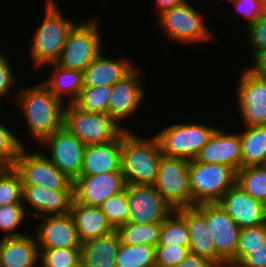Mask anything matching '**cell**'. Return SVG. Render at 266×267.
Masks as SVG:
<instances>
[{"instance_id":"obj_1","label":"cell","mask_w":266,"mask_h":267,"mask_svg":"<svg viewBox=\"0 0 266 267\" xmlns=\"http://www.w3.org/2000/svg\"><path fill=\"white\" fill-rule=\"evenodd\" d=\"M14 104L17 105L20 117L24 118L22 122L24 121L27 128H23L29 132L26 135L28 134L27 138L32 142V148L63 127L65 104L42 81H37L34 85L20 84Z\"/></svg>"},{"instance_id":"obj_2","label":"cell","mask_w":266,"mask_h":267,"mask_svg":"<svg viewBox=\"0 0 266 267\" xmlns=\"http://www.w3.org/2000/svg\"><path fill=\"white\" fill-rule=\"evenodd\" d=\"M60 5H43L41 22L32 32L28 55L29 66L34 71L44 70L46 65L58 61L69 31L78 22L68 18Z\"/></svg>"},{"instance_id":"obj_3","label":"cell","mask_w":266,"mask_h":267,"mask_svg":"<svg viewBox=\"0 0 266 267\" xmlns=\"http://www.w3.org/2000/svg\"><path fill=\"white\" fill-rule=\"evenodd\" d=\"M134 130L122 134L121 172L127 184L154 185L163 155L157 137Z\"/></svg>"},{"instance_id":"obj_4","label":"cell","mask_w":266,"mask_h":267,"mask_svg":"<svg viewBox=\"0 0 266 267\" xmlns=\"http://www.w3.org/2000/svg\"><path fill=\"white\" fill-rule=\"evenodd\" d=\"M188 1L162 12L156 17V23L166 41L178 44L200 46L213 42L216 36L205 22L199 9ZM166 36V37H165ZM214 37V38H213ZM200 44V45H199Z\"/></svg>"},{"instance_id":"obj_5","label":"cell","mask_w":266,"mask_h":267,"mask_svg":"<svg viewBox=\"0 0 266 267\" xmlns=\"http://www.w3.org/2000/svg\"><path fill=\"white\" fill-rule=\"evenodd\" d=\"M96 16L78 21L69 31L56 62L59 66L84 71L104 49L106 50L105 36L100 26L102 19Z\"/></svg>"},{"instance_id":"obj_6","label":"cell","mask_w":266,"mask_h":267,"mask_svg":"<svg viewBox=\"0 0 266 267\" xmlns=\"http://www.w3.org/2000/svg\"><path fill=\"white\" fill-rule=\"evenodd\" d=\"M214 124L196 122H177L156 131L161 152L164 156L193 160L219 128Z\"/></svg>"},{"instance_id":"obj_7","label":"cell","mask_w":266,"mask_h":267,"mask_svg":"<svg viewBox=\"0 0 266 267\" xmlns=\"http://www.w3.org/2000/svg\"><path fill=\"white\" fill-rule=\"evenodd\" d=\"M63 127L85 145L114 141L126 131L109 114L86 112L74 103L65 104Z\"/></svg>"},{"instance_id":"obj_8","label":"cell","mask_w":266,"mask_h":267,"mask_svg":"<svg viewBox=\"0 0 266 267\" xmlns=\"http://www.w3.org/2000/svg\"><path fill=\"white\" fill-rule=\"evenodd\" d=\"M237 172L227 165L189 161V182L192 207L217 203L236 184Z\"/></svg>"},{"instance_id":"obj_9","label":"cell","mask_w":266,"mask_h":267,"mask_svg":"<svg viewBox=\"0 0 266 267\" xmlns=\"http://www.w3.org/2000/svg\"><path fill=\"white\" fill-rule=\"evenodd\" d=\"M154 187L173 210L192 207L189 160L162 155Z\"/></svg>"},{"instance_id":"obj_10","label":"cell","mask_w":266,"mask_h":267,"mask_svg":"<svg viewBox=\"0 0 266 267\" xmlns=\"http://www.w3.org/2000/svg\"><path fill=\"white\" fill-rule=\"evenodd\" d=\"M28 148H22L13 165L20 174L22 185H42L51 190H73V180L61 172L42 150Z\"/></svg>"},{"instance_id":"obj_11","label":"cell","mask_w":266,"mask_h":267,"mask_svg":"<svg viewBox=\"0 0 266 267\" xmlns=\"http://www.w3.org/2000/svg\"><path fill=\"white\" fill-rule=\"evenodd\" d=\"M143 69L136 65L125 77L112 86L108 114L126 130L135 129L129 128L131 126H128L129 122L127 121L136 113L139 114L141 110L139 108L148 96L146 95L148 94L147 88L142 80V73L146 72Z\"/></svg>"},{"instance_id":"obj_12","label":"cell","mask_w":266,"mask_h":267,"mask_svg":"<svg viewBox=\"0 0 266 267\" xmlns=\"http://www.w3.org/2000/svg\"><path fill=\"white\" fill-rule=\"evenodd\" d=\"M195 207L204 215L215 248V264H228L238 248L241 228L218 203H203Z\"/></svg>"},{"instance_id":"obj_13","label":"cell","mask_w":266,"mask_h":267,"mask_svg":"<svg viewBox=\"0 0 266 267\" xmlns=\"http://www.w3.org/2000/svg\"><path fill=\"white\" fill-rule=\"evenodd\" d=\"M36 148L45 149L42 153L71 180L80 176L86 145L64 127L56 130Z\"/></svg>"},{"instance_id":"obj_14","label":"cell","mask_w":266,"mask_h":267,"mask_svg":"<svg viewBox=\"0 0 266 267\" xmlns=\"http://www.w3.org/2000/svg\"><path fill=\"white\" fill-rule=\"evenodd\" d=\"M236 85V109L242 126L266 125V81L246 68L241 70Z\"/></svg>"},{"instance_id":"obj_15","label":"cell","mask_w":266,"mask_h":267,"mask_svg":"<svg viewBox=\"0 0 266 267\" xmlns=\"http://www.w3.org/2000/svg\"><path fill=\"white\" fill-rule=\"evenodd\" d=\"M127 199L128 222L138 224L163 222L173 211L154 185L127 184Z\"/></svg>"},{"instance_id":"obj_16","label":"cell","mask_w":266,"mask_h":267,"mask_svg":"<svg viewBox=\"0 0 266 267\" xmlns=\"http://www.w3.org/2000/svg\"><path fill=\"white\" fill-rule=\"evenodd\" d=\"M73 200V190H51L42 185H23L22 204L31 221L37 217L69 214Z\"/></svg>"},{"instance_id":"obj_17","label":"cell","mask_w":266,"mask_h":267,"mask_svg":"<svg viewBox=\"0 0 266 267\" xmlns=\"http://www.w3.org/2000/svg\"><path fill=\"white\" fill-rule=\"evenodd\" d=\"M121 171L98 175H80L73 181L74 201L99 207L106 199L126 188Z\"/></svg>"},{"instance_id":"obj_18","label":"cell","mask_w":266,"mask_h":267,"mask_svg":"<svg viewBox=\"0 0 266 267\" xmlns=\"http://www.w3.org/2000/svg\"><path fill=\"white\" fill-rule=\"evenodd\" d=\"M34 235L39 249L81 248V241L72 215H54L36 218Z\"/></svg>"},{"instance_id":"obj_19","label":"cell","mask_w":266,"mask_h":267,"mask_svg":"<svg viewBox=\"0 0 266 267\" xmlns=\"http://www.w3.org/2000/svg\"><path fill=\"white\" fill-rule=\"evenodd\" d=\"M217 203L241 229L266 223V205L237 184L228 189Z\"/></svg>"},{"instance_id":"obj_20","label":"cell","mask_w":266,"mask_h":267,"mask_svg":"<svg viewBox=\"0 0 266 267\" xmlns=\"http://www.w3.org/2000/svg\"><path fill=\"white\" fill-rule=\"evenodd\" d=\"M241 153V141L235 128L229 131L219 127L194 160L227 165L237 172L241 168Z\"/></svg>"},{"instance_id":"obj_21","label":"cell","mask_w":266,"mask_h":267,"mask_svg":"<svg viewBox=\"0 0 266 267\" xmlns=\"http://www.w3.org/2000/svg\"><path fill=\"white\" fill-rule=\"evenodd\" d=\"M117 58L105 54L103 50L94 61L83 71L84 86H113L123 77H125L136 65L134 60L119 55Z\"/></svg>"},{"instance_id":"obj_22","label":"cell","mask_w":266,"mask_h":267,"mask_svg":"<svg viewBox=\"0 0 266 267\" xmlns=\"http://www.w3.org/2000/svg\"><path fill=\"white\" fill-rule=\"evenodd\" d=\"M30 233L0 238V267H39L37 239Z\"/></svg>"},{"instance_id":"obj_23","label":"cell","mask_w":266,"mask_h":267,"mask_svg":"<svg viewBox=\"0 0 266 267\" xmlns=\"http://www.w3.org/2000/svg\"><path fill=\"white\" fill-rule=\"evenodd\" d=\"M122 135L103 144L86 145L80 175H98L121 171Z\"/></svg>"},{"instance_id":"obj_24","label":"cell","mask_w":266,"mask_h":267,"mask_svg":"<svg viewBox=\"0 0 266 267\" xmlns=\"http://www.w3.org/2000/svg\"><path fill=\"white\" fill-rule=\"evenodd\" d=\"M50 73L42 83L64 104L74 103L84 87V72L59 66L57 63L46 65Z\"/></svg>"},{"instance_id":"obj_25","label":"cell","mask_w":266,"mask_h":267,"mask_svg":"<svg viewBox=\"0 0 266 267\" xmlns=\"http://www.w3.org/2000/svg\"><path fill=\"white\" fill-rule=\"evenodd\" d=\"M72 215L81 243L106 235L115 230L100 207L77 203L73 200Z\"/></svg>"},{"instance_id":"obj_26","label":"cell","mask_w":266,"mask_h":267,"mask_svg":"<svg viewBox=\"0 0 266 267\" xmlns=\"http://www.w3.org/2000/svg\"><path fill=\"white\" fill-rule=\"evenodd\" d=\"M116 230L86 241L81 245V264L83 267H115V259L120 246Z\"/></svg>"},{"instance_id":"obj_27","label":"cell","mask_w":266,"mask_h":267,"mask_svg":"<svg viewBox=\"0 0 266 267\" xmlns=\"http://www.w3.org/2000/svg\"><path fill=\"white\" fill-rule=\"evenodd\" d=\"M189 230V252L203 256L215 263V248L204 215L195 207L186 208Z\"/></svg>"},{"instance_id":"obj_28","label":"cell","mask_w":266,"mask_h":267,"mask_svg":"<svg viewBox=\"0 0 266 267\" xmlns=\"http://www.w3.org/2000/svg\"><path fill=\"white\" fill-rule=\"evenodd\" d=\"M237 132L241 141V168L266 165V125L243 126Z\"/></svg>"},{"instance_id":"obj_29","label":"cell","mask_w":266,"mask_h":267,"mask_svg":"<svg viewBox=\"0 0 266 267\" xmlns=\"http://www.w3.org/2000/svg\"><path fill=\"white\" fill-rule=\"evenodd\" d=\"M162 222L151 224H138L127 222L115 230L120 242L124 245H151L156 247L159 243Z\"/></svg>"},{"instance_id":"obj_30","label":"cell","mask_w":266,"mask_h":267,"mask_svg":"<svg viewBox=\"0 0 266 267\" xmlns=\"http://www.w3.org/2000/svg\"><path fill=\"white\" fill-rule=\"evenodd\" d=\"M158 245L189 247L186 208L173 210L162 222Z\"/></svg>"},{"instance_id":"obj_31","label":"cell","mask_w":266,"mask_h":267,"mask_svg":"<svg viewBox=\"0 0 266 267\" xmlns=\"http://www.w3.org/2000/svg\"><path fill=\"white\" fill-rule=\"evenodd\" d=\"M28 220L31 222L22 203L0 206V238L16 237L30 232L23 227L29 225L26 223Z\"/></svg>"},{"instance_id":"obj_32","label":"cell","mask_w":266,"mask_h":267,"mask_svg":"<svg viewBox=\"0 0 266 267\" xmlns=\"http://www.w3.org/2000/svg\"><path fill=\"white\" fill-rule=\"evenodd\" d=\"M236 184L254 199L266 205V165L240 168L237 171Z\"/></svg>"},{"instance_id":"obj_33","label":"cell","mask_w":266,"mask_h":267,"mask_svg":"<svg viewBox=\"0 0 266 267\" xmlns=\"http://www.w3.org/2000/svg\"><path fill=\"white\" fill-rule=\"evenodd\" d=\"M115 267H155V247L151 245L120 244Z\"/></svg>"},{"instance_id":"obj_34","label":"cell","mask_w":266,"mask_h":267,"mask_svg":"<svg viewBox=\"0 0 266 267\" xmlns=\"http://www.w3.org/2000/svg\"><path fill=\"white\" fill-rule=\"evenodd\" d=\"M3 119L5 118L0 120V166H13L22 148L27 146V140L13 130L14 126L11 128V125L6 124L7 120L3 122Z\"/></svg>"},{"instance_id":"obj_35","label":"cell","mask_w":266,"mask_h":267,"mask_svg":"<svg viewBox=\"0 0 266 267\" xmlns=\"http://www.w3.org/2000/svg\"><path fill=\"white\" fill-rule=\"evenodd\" d=\"M111 86H84L74 104L83 111L108 114Z\"/></svg>"},{"instance_id":"obj_36","label":"cell","mask_w":266,"mask_h":267,"mask_svg":"<svg viewBox=\"0 0 266 267\" xmlns=\"http://www.w3.org/2000/svg\"><path fill=\"white\" fill-rule=\"evenodd\" d=\"M266 244V223L242 228L239 234L236 256L228 263L237 266L247 255Z\"/></svg>"},{"instance_id":"obj_37","label":"cell","mask_w":266,"mask_h":267,"mask_svg":"<svg viewBox=\"0 0 266 267\" xmlns=\"http://www.w3.org/2000/svg\"><path fill=\"white\" fill-rule=\"evenodd\" d=\"M23 185L13 166H0V206L22 203Z\"/></svg>"},{"instance_id":"obj_38","label":"cell","mask_w":266,"mask_h":267,"mask_svg":"<svg viewBox=\"0 0 266 267\" xmlns=\"http://www.w3.org/2000/svg\"><path fill=\"white\" fill-rule=\"evenodd\" d=\"M99 207L114 229L127 223L129 216L127 185L124 190L110 196Z\"/></svg>"},{"instance_id":"obj_39","label":"cell","mask_w":266,"mask_h":267,"mask_svg":"<svg viewBox=\"0 0 266 267\" xmlns=\"http://www.w3.org/2000/svg\"><path fill=\"white\" fill-rule=\"evenodd\" d=\"M39 267H74L81 262L80 248L39 249Z\"/></svg>"},{"instance_id":"obj_40","label":"cell","mask_w":266,"mask_h":267,"mask_svg":"<svg viewBox=\"0 0 266 267\" xmlns=\"http://www.w3.org/2000/svg\"><path fill=\"white\" fill-rule=\"evenodd\" d=\"M9 57L10 55L8 52L6 54V52L4 53V51L2 52V50H0V102L3 103V100L5 99L6 101V98L13 99L11 101L12 103L15 101L19 90V82H21V80H18V76L15 73V65L11 63L13 59Z\"/></svg>"},{"instance_id":"obj_41","label":"cell","mask_w":266,"mask_h":267,"mask_svg":"<svg viewBox=\"0 0 266 267\" xmlns=\"http://www.w3.org/2000/svg\"><path fill=\"white\" fill-rule=\"evenodd\" d=\"M249 42L251 55L266 50V13H262L244 32Z\"/></svg>"},{"instance_id":"obj_42","label":"cell","mask_w":266,"mask_h":267,"mask_svg":"<svg viewBox=\"0 0 266 267\" xmlns=\"http://www.w3.org/2000/svg\"><path fill=\"white\" fill-rule=\"evenodd\" d=\"M188 254V247L157 245L155 247V267H174Z\"/></svg>"},{"instance_id":"obj_43","label":"cell","mask_w":266,"mask_h":267,"mask_svg":"<svg viewBox=\"0 0 266 267\" xmlns=\"http://www.w3.org/2000/svg\"><path fill=\"white\" fill-rule=\"evenodd\" d=\"M232 4L236 14L238 13L241 19H244L243 30L252 24L263 12V0H233Z\"/></svg>"},{"instance_id":"obj_44","label":"cell","mask_w":266,"mask_h":267,"mask_svg":"<svg viewBox=\"0 0 266 267\" xmlns=\"http://www.w3.org/2000/svg\"><path fill=\"white\" fill-rule=\"evenodd\" d=\"M249 61L251 65L245 68L256 77L266 81V50L252 54Z\"/></svg>"},{"instance_id":"obj_45","label":"cell","mask_w":266,"mask_h":267,"mask_svg":"<svg viewBox=\"0 0 266 267\" xmlns=\"http://www.w3.org/2000/svg\"><path fill=\"white\" fill-rule=\"evenodd\" d=\"M236 267H266V244L247 255Z\"/></svg>"},{"instance_id":"obj_46","label":"cell","mask_w":266,"mask_h":267,"mask_svg":"<svg viewBox=\"0 0 266 267\" xmlns=\"http://www.w3.org/2000/svg\"><path fill=\"white\" fill-rule=\"evenodd\" d=\"M174 267H217V265L206 257L190 253Z\"/></svg>"},{"instance_id":"obj_47","label":"cell","mask_w":266,"mask_h":267,"mask_svg":"<svg viewBox=\"0 0 266 267\" xmlns=\"http://www.w3.org/2000/svg\"><path fill=\"white\" fill-rule=\"evenodd\" d=\"M188 0H154V11H155V15L156 17L158 15H160L162 12L169 10L179 4H182L184 2H186Z\"/></svg>"},{"instance_id":"obj_48","label":"cell","mask_w":266,"mask_h":267,"mask_svg":"<svg viewBox=\"0 0 266 267\" xmlns=\"http://www.w3.org/2000/svg\"><path fill=\"white\" fill-rule=\"evenodd\" d=\"M60 0H43V5H59Z\"/></svg>"},{"instance_id":"obj_49","label":"cell","mask_w":266,"mask_h":267,"mask_svg":"<svg viewBox=\"0 0 266 267\" xmlns=\"http://www.w3.org/2000/svg\"><path fill=\"white\" fill-rule=\"evenodd\" d=\"M218 1H219V0H218ZM218 1L216 0V2H218ZM220 1L223 2V3L225 2V3H227V4L229 3L228 5H230V3H231L233 0H220Z\"/></svg>"},{"instance_id":"obj_50","label":"cell","mask_w":266,"mask_h":267,"mask_svg":"<svg viewBox=\"0 0 266 267\" xmlns=\"http://www.w3.org/2000/svg\"><path fill=\"white\" fill-rule=\"evenodd\" d=\"M217 267H236V266L229 265V264H225V265H222V266H217Z\"/></svg>"},{"instance_id":"obj_51","label":"cell","mask_w":266,"mask_h":267,"mask_svg":"<svg viewBox=\"0 0 266 267\" xmlns=\"http://www.w3.org/2000/svg\"><path fill=\"white\" fill-rule=\"evenodd\" d=\"M263 5H264V13H266V0H263Z\"/></svg>"},{"instance_id":"obj_52","label":"cell","mask_w":266,"mask_h":267,"mask_svg":"<svg viewBox=\"0 0 266 267\" xmlns=\"http://www.w3.org/2000/svg\"><path fill=\"white\" fill-rule=\"evenodd\" d=\"M74 267H83V266H82V264H81V262H80L78 265H76V266H74Z\"/></svg>"},{"instance_id":"obj_53","label":"cell","mask_w":266,"mask_h":267,"mask_svg":"<svg viewBox=\"0 0 266 267\" xmlns=\"http://www.w3.org/2000/svg\"><path fill=\"white\" fill-rule=\"evenodd\" d=\"M0 105H1V106H0V110H1V109L3 108V107H2L3 105H2V103H1V102H0ZM0 114H1V113H0Z\"/></svg>"}]
</instances>
